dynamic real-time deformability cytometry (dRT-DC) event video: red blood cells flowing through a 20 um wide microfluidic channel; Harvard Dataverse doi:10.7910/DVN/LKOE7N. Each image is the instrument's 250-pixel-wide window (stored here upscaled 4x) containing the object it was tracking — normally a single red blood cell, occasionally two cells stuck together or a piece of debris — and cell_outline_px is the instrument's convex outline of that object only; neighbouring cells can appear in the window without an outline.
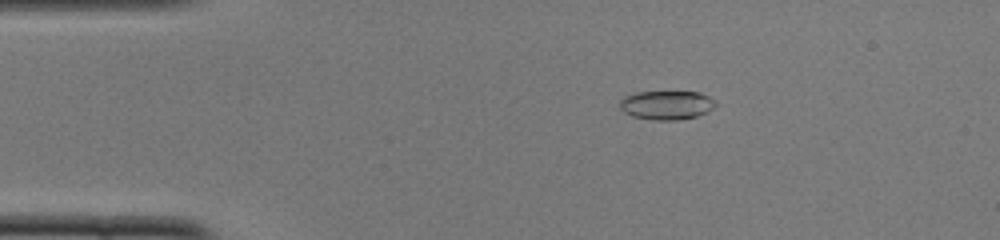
{"species": "common noctule bat (a hibernating species)", "species_latin": "Nyctalus noctula", "temperature_condition": "cold", "stored_images_in_passage": 47, "camera_frame_rate_fps": 3000, "um_per_image_px": 0.085, "animal": {"sex": "female", "body_mass_g": 22.0, "forearm_length_mm": 56.7}, "frame": {"image": 1, "passage_image": 8, "time_ms": 2.333, "image_size_px": [1000, 240], "cell_outline_px": [[716, 104], [708, 112], [696, 116], [676, 120], [652, 120], [632, 116], [624, 112], [620, 108], [620, 100], [624, 96], [636, 92], [700, 92], [716, 100]], "centroid_in_image_um": [56.65, 8.93], "position_along_channel_um": 28.3, "area_um2": 16.18}}
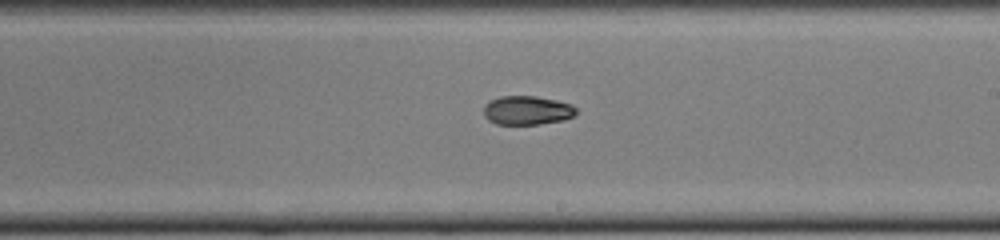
{"frame": {"image": 2, "passage_image": 28, "time_ms": 9.0, "image_size_px": [1000, 240], "cell_outline_px": [[576, 116], [564, 120], [540, 124], [496, 124], [488, 120], [484, 116], [484, 104], [488, 100], [500, 96], [536, 96], [556, 100], [572, 104], [576, 108]], "centroid_in_image_um": [44.8, 9.37], "position_along_channel_um": 244.2, "area_um2": 15.84}}
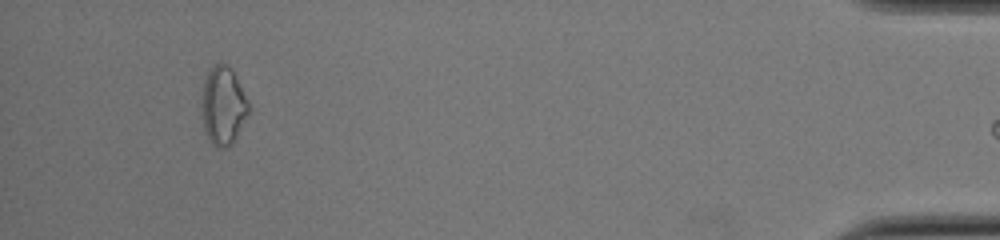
{"frame": {"image": 3, "passage_image": 46, "time_ms": 15.0, "image_size_px": [1000, 240], "cell_outline_px": [[248, 112], [232, 144], [228, 148], [216, 148], [208, 140], [204, 128], [200, 104], [204, 80], [212, 64], [220, 60], [228, 64], [232, 68], [248, 100]], "centroid_in_image_um": [18.93, 8.94], "position_along_channel_um": 416.3, "area_um2": 21.79}}